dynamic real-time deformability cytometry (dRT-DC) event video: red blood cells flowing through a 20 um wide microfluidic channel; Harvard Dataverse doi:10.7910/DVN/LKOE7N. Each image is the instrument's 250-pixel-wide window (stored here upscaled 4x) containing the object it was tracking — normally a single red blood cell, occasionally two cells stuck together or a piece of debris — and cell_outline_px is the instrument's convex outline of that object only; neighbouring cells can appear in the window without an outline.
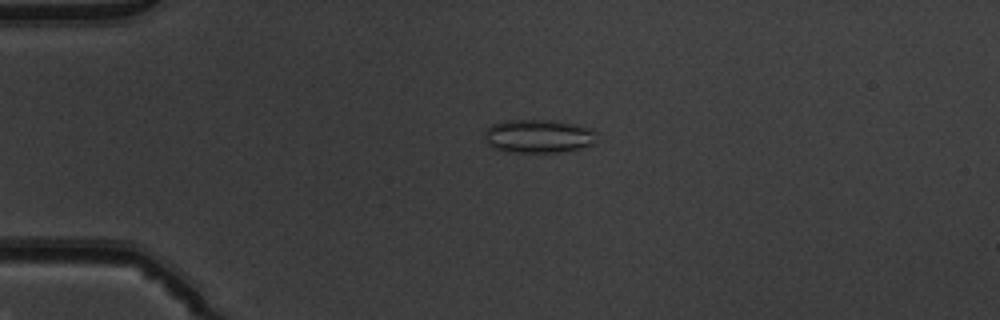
{"species": "common noctule bat (a hibernating species)", "species_latin": "Nyctalus noctula", "temperature_condition": "warm", "stored_images_in_passage": 52, "camera_frame_rate_fps": 3000, "um_per_image_px": 0.085, "animal": {"sex": "male", "body_mass_g": 19.5, "forearm_length_mm": 54.6}, "frame": {"image": 1, "passage_image": 13, "time_ms": 4.0, "image_size_px": [1000, 320], "cell_outline_px": [[596, 132], [592, 144], [580, 148], [564, 152], [508, 152], [492, 148], [484, 140], [484, 128], [492, 124], [504, 120], [552, 120], [576, 124], [592, 128]], "centroid_in_image_um": [45.71, 11.57], "position_along_channel_um": 39.3, "area_um2": 22.2}}
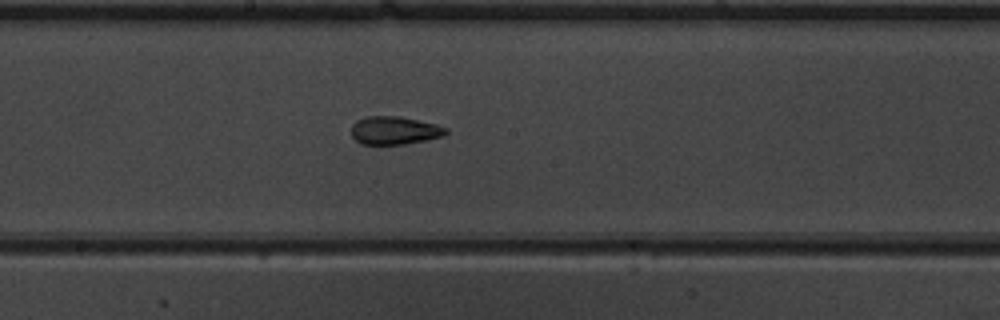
{"frame": {"image": 2, "passage_image": 29, "time_ms": 9.333, "image_size_px": [1000, 320], "cell_outline_px": [[448, 132], [444, 136], [428, 140], [404, 144], [360, 144], [352, 136], [352, 124], [356, 120], [368, 116], [400, 116], [436, 124], [448, 128]], "centroid_in_image_um": [33.55, 11.09], "position_along_channel_um": 214.6, "area_um2": 15.61}}
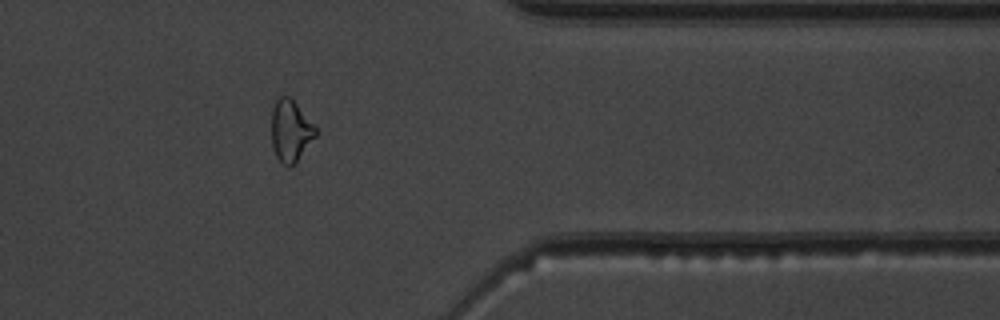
{"frame": {"image": 3, "passage_image": 43, "time_ms": 14.0, "image_size_px": [1000, 320], "cell_outline_px": [[316, 136], [296, 160], [288, 168], [276, 156], [272, 144], [272, 108], [276, 100], [280, 96], [288, 96], [296, 104], [316, 128]], "centroid_in_image_um": [24.67, 11.1], "position_along_channel_um": 386.7, "area_um2": 15.32}, "authors_computed_cell_mechanics": {"area_um2": 16.5597, "velocity_mm_per_s": 3.9551, "shape_relaxation_time_tau1_ms": null, "shape_relaxation_time_tau2_ms": 1.901, "deformation_change_tau1": null, "deformation_change_tau2": 0.0929}}